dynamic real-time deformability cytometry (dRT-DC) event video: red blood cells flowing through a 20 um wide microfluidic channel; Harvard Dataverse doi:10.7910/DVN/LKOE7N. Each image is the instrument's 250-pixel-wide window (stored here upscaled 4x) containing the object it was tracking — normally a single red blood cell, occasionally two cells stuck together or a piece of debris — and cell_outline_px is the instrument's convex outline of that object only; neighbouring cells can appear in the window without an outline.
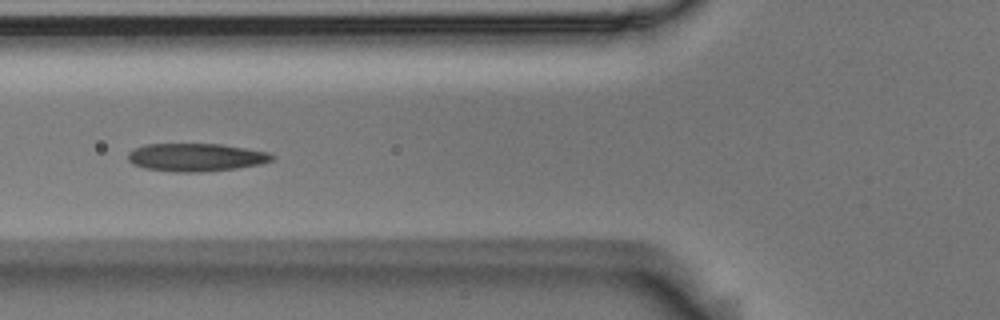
{"species": "Egyptian fruit bat (a non-hibernating species)", "species_latin": "Rousettus aegyptiacus", "temperature_condition": "room temperature", "stored_images_in_passage": 11, "camera_frame_rate_fps": 3000, "um_per_image_px": 0.085, "animal": {"sex": "male"}, "frame": {"image": 1, "passage_image": 2, "time_ms": 0.333, "image_size_px": [1000, 320], "cell_outline_px": [[276, 156], [272, 160], [260, 164], [236, 168], [200, 172], [176, 172], [144, 168], [132, 164], [128, 160], [128, 152], [144, 144], [224, 144], [268, 152]], "centroid_in_image_um": [16.65, 13.37], "position_along_channel_um": 109.1, "area_um2": 23.52}}
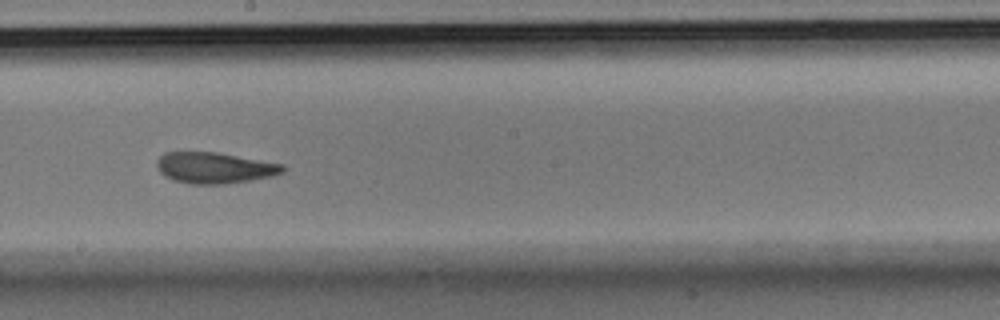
{"frame": {"image": 2, "passage_image": 5, "time_ms": 1.333, "image_size_px": [1000, 320], "cell_outline_px": [[288, 168], [284, 172], [272, 176], [224, 184], [192, 184], [172, 180], [164, 176], [160, 172], [156, 164], [156, 160], [164, 152], [216, 152], [284, 164]], "centroid_in_image_um": [18.24, 14.26], "position_along_channel_um": 230.0, "area_um2": 22.89}}
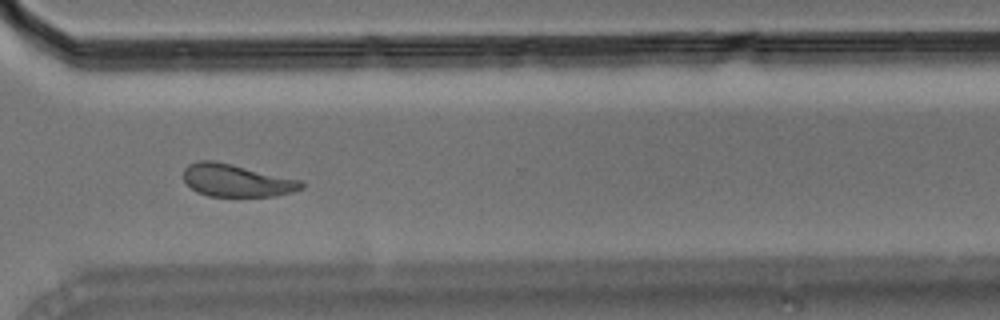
{"frame": {"image": 3, "passage_image": 8, "time_ms": 2.333, "image_size_px": [1000, 320], "cell_outline_px": [[304, 188], [292, 192], [276, 196], [208, 196], [196, 192], [184, 180], [184, 168], [188, 164], [200, 160], [212, 160], [232, 164], [304, 180]], "centroid_in_image_um": [20.14, 15.34], "position_along_channel_um": 350.5, "area_um2": 22.54}}